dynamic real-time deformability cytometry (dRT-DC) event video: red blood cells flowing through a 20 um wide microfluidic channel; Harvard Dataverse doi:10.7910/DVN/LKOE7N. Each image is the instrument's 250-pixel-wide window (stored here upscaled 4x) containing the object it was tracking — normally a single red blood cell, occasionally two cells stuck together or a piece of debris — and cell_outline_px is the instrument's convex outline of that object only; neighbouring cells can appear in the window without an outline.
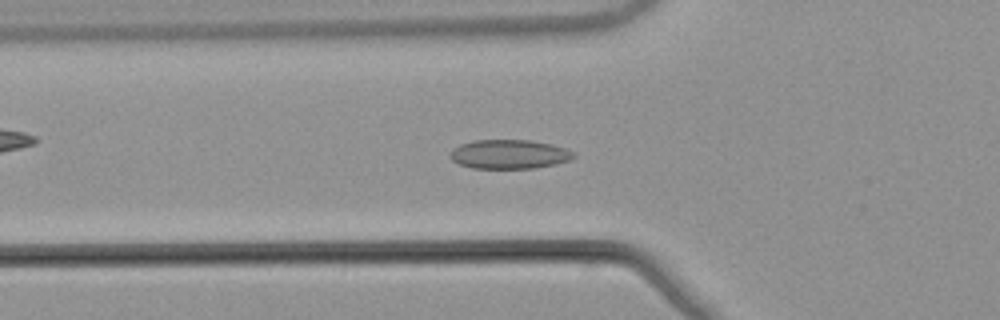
{"species": "common noctule bat (a hibernating species)", "species_latin": "Nyctalus noctula", "temperature_condition": "warm", "stored_images_in_passage": 39, "camera_frame_rate_fps": 3000, "um_per_image_px": 0.085, "animal": {"sex": "male", "body_mass_g": 21.5, "forearm_length_mm": 52.0}, "frame": {"image": 1, "passage_image": 12, "time_ms": 3.667, "image_size_px": [1000, 320], "cell_outline_px": [[576, 156], [572, 160], [556, 164], [532, 168], [472, 168], [460, 164], [452, 160], [448, 156], [452, 148], [460, 144], [472, 140], [528, 140], [552, 144], [576, 152]], "centroid_in_image_um": [43.29, 13.1], "position_along_channel_um": 82.5, "area_um2": 21.15}}
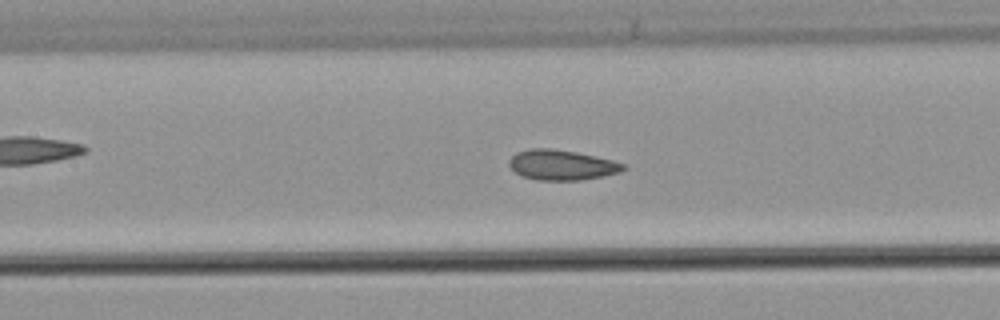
{"frame": {"image": 2, "passage_image": 18, "time_ms": 5.667, "image_size_px": [1000, 320], "cell_outline_px": [[628, 168], [620, 172], [580, 180], [536, 180], [520, 176], [508, 164], [508, 160], [516, 152], [532, 148], [552, 148], [576, 152], [612, 160], [624, 164]], "centroid_in_image_um": [47.71, 14.02], "position_along_channel_um": 159.7, "area_um2": 20.06}}
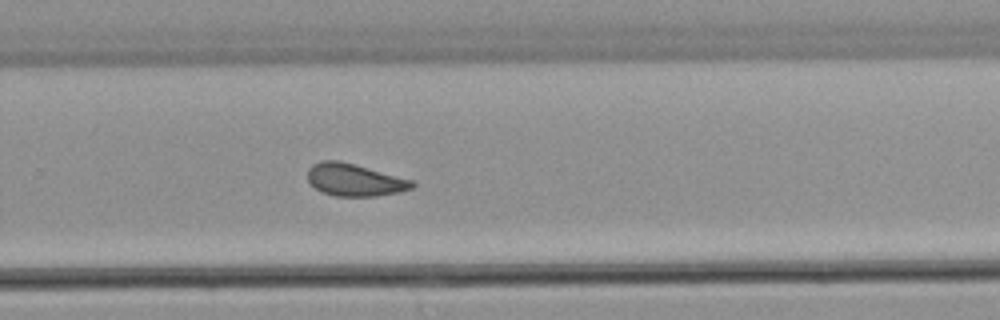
{"frame": {"image": 3, "passage_image": 29, "time_ms": 9.333, "image_size_px": [1000, 320], "cell_outline_px": [[416, 184], [412, 188], [400, 192], [376, 196], [336, 196], [320, 192], [308, 180], [308, 168], [312, 164], [320, 160], [340, 160], [412, 180]], "centroid_in_image_um": [30.12, 15.29], "position_along_channel_um": 299.7, "area_um2": 19.71}, "authors_computed_cell_mechanics": {"area_um2": 20.0566, "velocity_mm_per_s": 3.8415, "shape_relaxation_time_tau1_ms": null, "shape_relaxation_time_tau2_ms": 2.2204, "deformation_change_tau1": null, "deformation_change_tau2": 0.071}}